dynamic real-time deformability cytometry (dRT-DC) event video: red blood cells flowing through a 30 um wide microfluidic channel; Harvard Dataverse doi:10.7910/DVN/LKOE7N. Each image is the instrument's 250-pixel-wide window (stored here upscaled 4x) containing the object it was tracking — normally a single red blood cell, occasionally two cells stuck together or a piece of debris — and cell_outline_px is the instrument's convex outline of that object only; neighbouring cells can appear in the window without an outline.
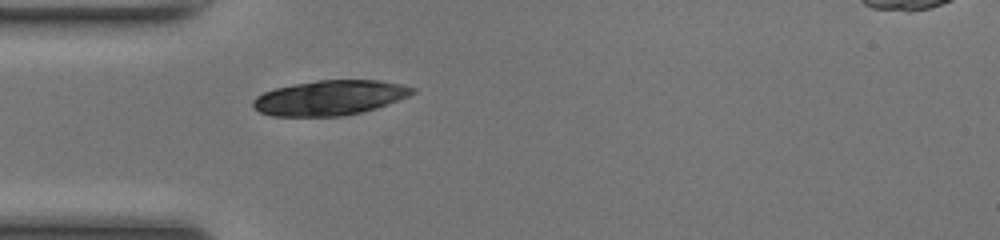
{"species": "common noctule bat (a hibernating species)", "species_latin": "Nyctalus noctula", "temperature_condition": "room temperature", "stored_images_in_passage": 29, "camera_frame_rate_fps": 3000, "um_per_image_px": 0.085, "animal": {"sex": "female", "body_mass_g": 17.0, "forearm_length_mm": 48.0}, "frame": {"image": 1, "passage_image": 1, "time_ms": 0.0, "image_size_px": [1000, 240], "cell_outline_px": [[416, 92], [408, 96], [388, 104], [376, 108], [344, 116], [272, 116], [260, 112], [252, 108], [252, 100], [256, 96], [264, 92], [276, 88], [292, 84], [316, 80], [380, 80], [400, 84], [416, 88]], "centroid_in_image_um": [28.01, 8.31], "position_along_channel_um": 57.0, "area_um2": 32.54}}
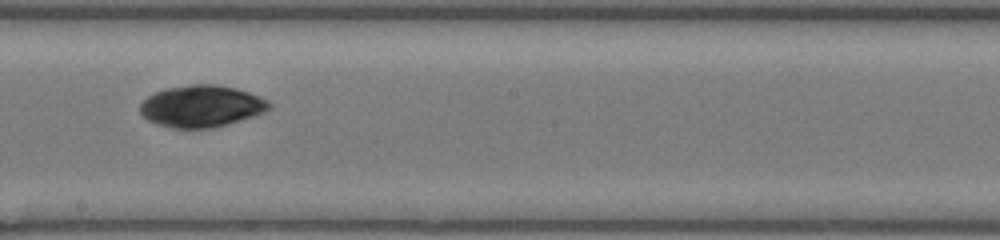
{"frame": {"image": 2, "passage_image": 14, "time_ms": 4.333, "image_size_px": [1000, 240], "cell_outline_px": [[272, 108], [264, 112], [252, 116], [212, 128], [172, 128], [156, 124], [148, 120], [140, 112], [140, 104], [148, 96], [156, 92], [168, 88], [192, 84], [216, 84], [236, 88], [260, 96], [268, 100], [272, 104]], "centroid_in_image_um": [17.14, 9.02], "position_along_channel_um": 231.1, "area_um2": 31.33}}
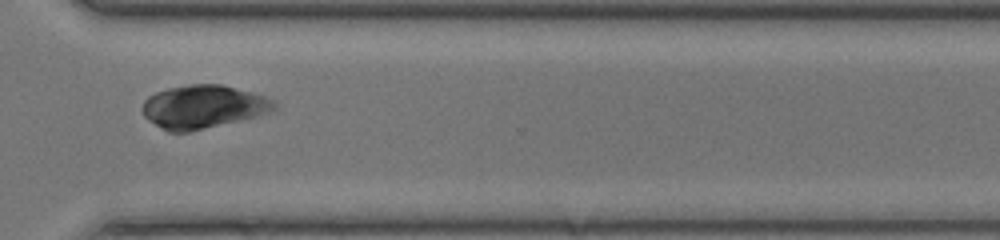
{"frame": {"image": 3, "passage_image": 23, "time_ms": 7.333, "image_size_px": [1000, 240], "cell_outline_px": [[280, 104], [272, 112], [188, 132], [168, 132], [160, 128], [148, 120], [144, 116], [140, 108], [144, 100], [148, 96], [156, 92], [168, 88], [188, 84], [220, 84], [268, 96], [276, 100]], "centroid_in_image_um": [17.28, 9.06], "position_along_channel_um": 353.3, "area_um2": 33.52}}